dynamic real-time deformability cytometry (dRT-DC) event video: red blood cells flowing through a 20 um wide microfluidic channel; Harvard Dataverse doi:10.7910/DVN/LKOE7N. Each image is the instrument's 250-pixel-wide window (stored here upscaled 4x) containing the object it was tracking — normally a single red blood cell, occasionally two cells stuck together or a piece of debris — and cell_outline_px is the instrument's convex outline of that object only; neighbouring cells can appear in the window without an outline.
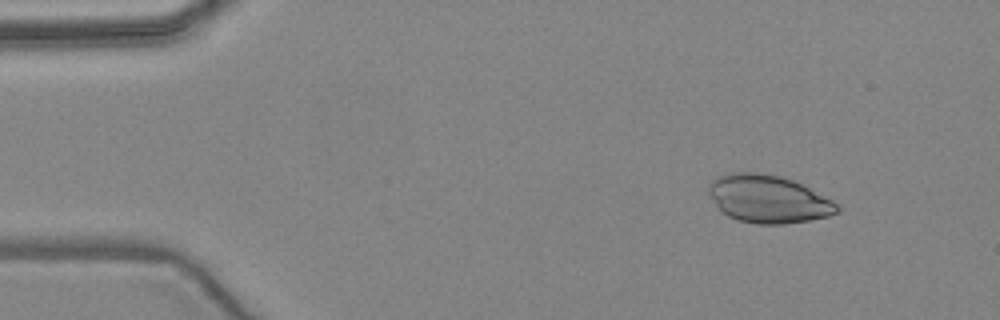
{"species": "common noctule bat (a hibernating species)", "species_latin": "Nyctalus noctula", "temperature_condition": "warm", "stored_images_in_passage": 5, "camera_frame_rate_fps": 3000, "um_per_image_px": 0.085, "animal": {"sex": "female", "body_mass_g": 24.6, "forearm_length_mm": 56.2}, "frame": {"image": 1, "passage_image": 2, "time_ms": 1.0, "image_size_px": [1000, 320], "cell_outline_px": [[840, 212], [828, 216], [808, 220], [784, 224], [756, 224], [736, 220], [728, 216], [716, 204], [708, 192], [708, 184], [716, 176], [728, 172], [756, 172], [780, 176], [792, 180], [840, 204]], "centroid_in_image_um": [65.29, 16.91], "position_along_channel_um": 19.7, "area_um2": 35.72}}